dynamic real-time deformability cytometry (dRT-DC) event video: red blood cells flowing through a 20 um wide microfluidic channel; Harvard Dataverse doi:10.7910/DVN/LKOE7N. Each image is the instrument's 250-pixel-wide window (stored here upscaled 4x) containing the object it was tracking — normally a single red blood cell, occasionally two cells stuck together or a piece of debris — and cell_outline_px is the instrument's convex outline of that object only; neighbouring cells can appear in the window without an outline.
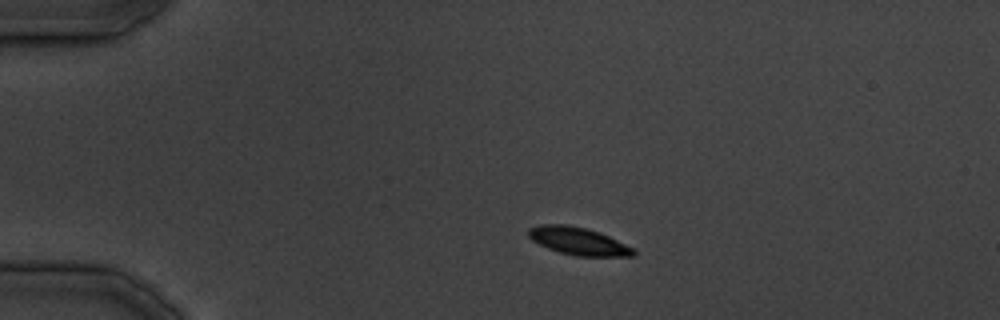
{"species": "common noctule bat (a hibernating species)", "species_latin": "Nyctalus noctula", "temperature_condition": "cold", "stored_images_in_passage": 30, "camera_frame_rate_fps": 3000, "um_per_image_px": 0.085, "animal": {"sex": "male", "body_mass_g": 19.5, "forearm_length_mm": 54.6}, "frame": {"image": 1, "passage_image": 5, "time_ms": 4.667, "image_size_px": [1000, 320], "cell_outline_px": [[636, 256], [576, 256], [560, 252], [548, 248], [532, 240], [528, 236], [528, 228], [540, 224], [564, 224], [588, 228], [600, 232], [636, 248]], "centroid_in_image_um": [49.2, 20.49], "position_along_channel_um": 35.8, "area_um2": 17.11}}
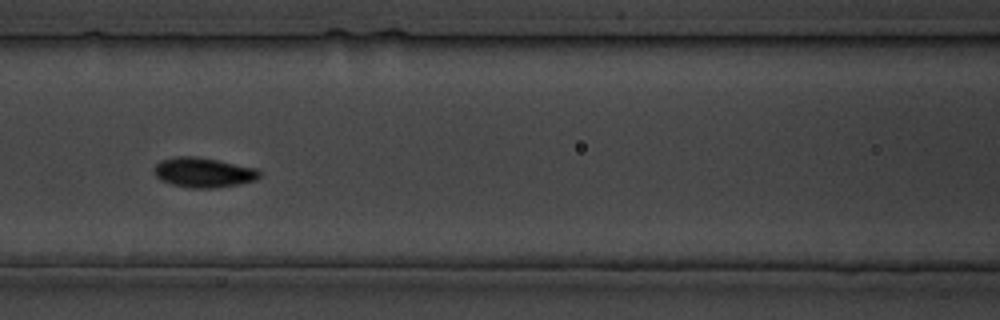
{"frame": {"image": 2, "passage_image": 14, "time_ms": 15.667, "image_size_px": [1000, 320], "cell_outline_px": [[260, 176], [256, 180], [240, 184], [212, 188], [192, 188], [172, 184], [160, 180], [152, 172], [152, 168], [160, 160], [176, 156], [196, 156], [256, 168], [260, 172]], "centroid_in_image_um": [17.25, 14.66], "position_along_channel_um": 149.4, "area_um2": 18.38}}
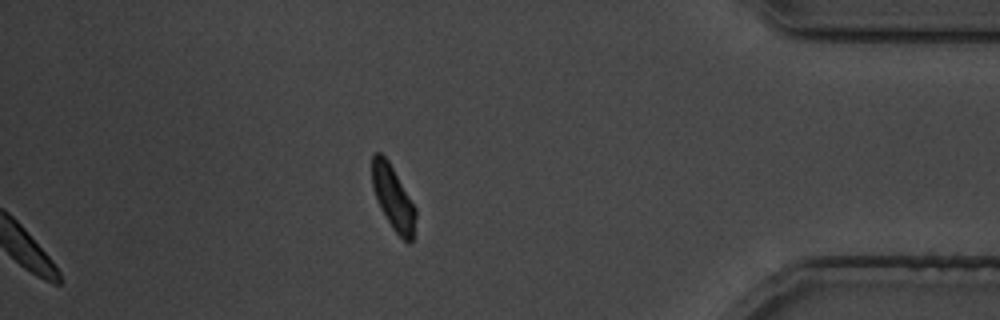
{"frame": {"image": 3, "passage_image": 30, "time_ms": 35.0, "image_size_px": [1000, 320], "cell_outline_px": [[416, 216], [412, 240], [408, 244], [392, 228], [380, 208], [376, 200], [372, 188], [372, 156], [376, 152], [380, 152], [388, 160], [416, 208]], "centroid_in_image_um": [33.4, 16.82], "position_along_channel_um": 401.8, "area_um2": 16.18}}